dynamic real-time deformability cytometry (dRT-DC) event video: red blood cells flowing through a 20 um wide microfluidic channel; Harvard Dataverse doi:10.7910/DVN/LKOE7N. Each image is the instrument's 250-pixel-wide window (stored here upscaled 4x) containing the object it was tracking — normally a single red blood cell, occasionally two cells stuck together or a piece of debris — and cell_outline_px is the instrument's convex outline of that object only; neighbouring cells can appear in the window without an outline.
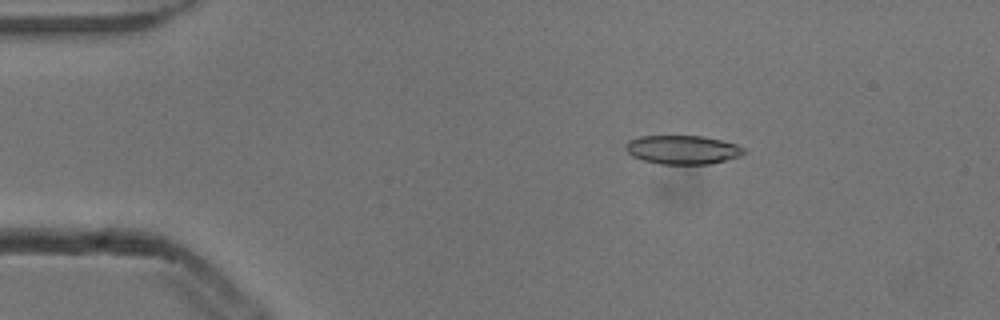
{"species": "common noctule bat (a hibernating species)", "species_latin": "Nyctalus noctula", "temperature_condition": "cold", "stored_images_in_passage": 4, "camera_frame_rate_fps": 3000, "um_per_image_px": 0.085, "animal": {"sex": "male", "body_mass_g": 13.3}, "frame": {"image": 1, "passage_image": 3, "time_ms": 0.667, "image_size_px": [1000, 320], "cell_outline_px": [[744, 152], [740, 156], [728, 160], [708, 164], [660, 164], [644, 160], [632, 156], [624, 148], [628, 140], [640, 136], [704, 136], [736, 144], [744, 148]], "centroid_in_image_um": [58.01, 12.73], "position_along_channel_um": 27.0, "area_um2": 19.83}}